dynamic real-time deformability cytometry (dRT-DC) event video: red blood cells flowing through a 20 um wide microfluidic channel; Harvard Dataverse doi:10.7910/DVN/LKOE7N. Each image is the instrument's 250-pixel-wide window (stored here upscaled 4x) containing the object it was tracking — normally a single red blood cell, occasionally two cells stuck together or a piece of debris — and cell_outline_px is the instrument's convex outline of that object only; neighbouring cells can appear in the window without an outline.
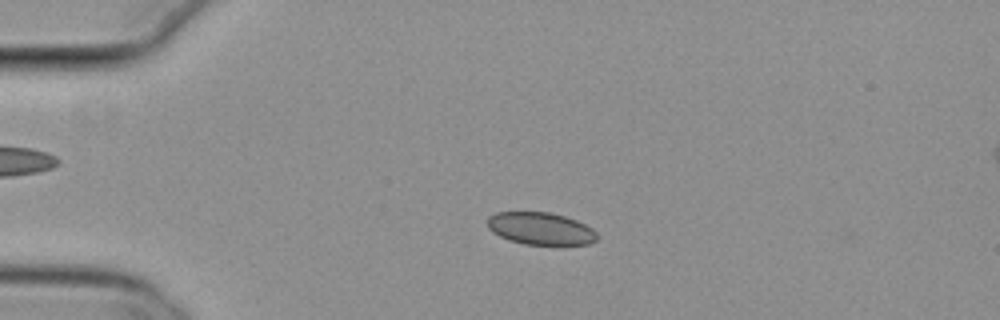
{"species": "common noctule bat (a hibernating species)", "species_latin": "Nyctalus noctula", "temperature_condition": "cold", "stored_images_in_passage": 55, "camera_frame_rate_fps": 3000, "um_per_image_px": 0.085, "animal": {"sex": "female", "body_mass_g": 29.2, "forearm_length_mm": 56.3}, "frame": {"image": 1, "passage_image": 13, "time_ms": 4.0, "image_size_px": [1000, 320], "cell_outline_px": [[596, 240], [588, 244], [524, 244], [508, 240], [492, 232], [488, 228], [488, 216], [496, 212], [548, 212], [564, 216], [576, 220], [592, 228], [596, 232]], "centroid_in_image_um": [45.91, 19.42], "position_along_channel_um": 39.1, "area_um2": 20.52}}
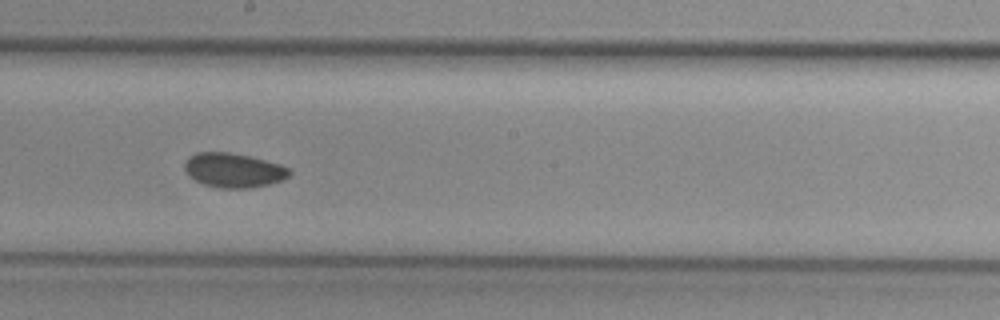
{"frame": {"image": 2, "passage_image": 31, "time_ms": 10.0, "image_size_px": [1000, 320], "cell_outline_px": [[292, 172], [284, 180], [268, 184], [248, 188], [216, 188], [204, 184], [188, 176], [184, 168], [184, 164], [188, 156], [196, 152], [228, 152], [248, 156], [280, 164], [288, 168]], "centroid_in_image_um": [19.83, 14.47], "position_along_channel_um": 228.4, "area_um2": 21.04}}
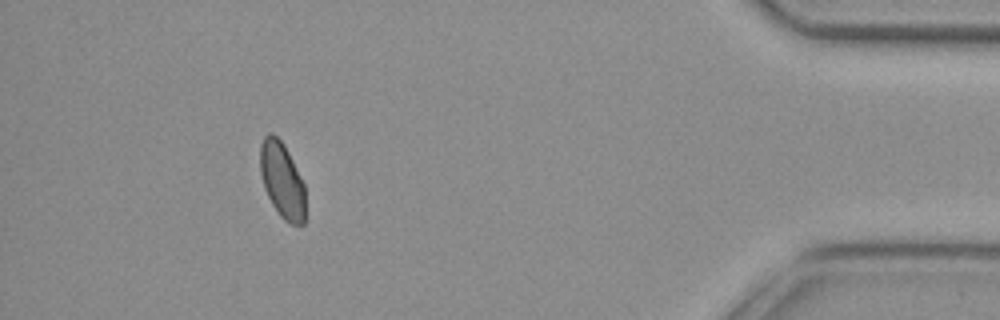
{"frame": {"image": 3, "passage_image": 50, "time_ms": 16.333, "image_size_px": [1000, 320], "cell_outline_px": [[304, 224], [292, 224], [284, 220], [280, 216], [272, 204], [264, 188], [260, 172], [260, 144], [264, 136], [268, 132], [272, 132], [284, 144], [304, 184]], "centroid_in_image_um": [23.95, 15.29], "position_along_channel_um": 411.3, "area_um2": 19.83}, "authors_computed_cell_mechanics": {"area_um2": 20.9814, "velocity_mm_per_s": 3.7892, "shape_relaxation_time_tau1_ms": null, "shape_relaxation_time_tau2_ms": 3.4868, "deformation_change_tau1": null, "deformation_change_tau2": 0.0596}}